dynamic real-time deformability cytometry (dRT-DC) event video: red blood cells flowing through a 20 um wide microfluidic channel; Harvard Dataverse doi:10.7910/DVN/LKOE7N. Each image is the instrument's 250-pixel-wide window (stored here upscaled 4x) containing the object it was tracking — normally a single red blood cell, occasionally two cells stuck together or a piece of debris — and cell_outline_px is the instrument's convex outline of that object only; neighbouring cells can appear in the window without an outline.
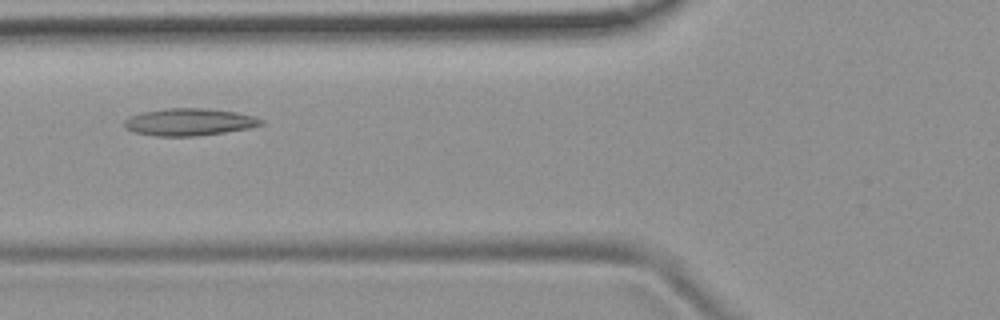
{"species": "common noctule bat (a hibernating species)", "species_latin": "Nyctalus noctula", "temperature_condition": "room temperature", "stored_images_in_passage": 5, "camera_frame_rate_fps": 3000, "um_per_image_px": 0.085, "animal": {"sex": "female", "body_mass_g": 19.9}, "frame": {"image": 1, "passage_image": 5, "time_ms": 1.333, "image_size_px": [1000, 320], "cell_outline_px": [[264, 124], [248, 128], [224, 132], [196, 136], [156, 136], [136, 132], [128, 128], [124, 124], [124, 120], [132, 116], [144, 112], [164, 108], [208, 108], [236, 112], [252, 116], [264, 120]], "centroid_in_image_um": [16.12, 10.36], "position_along_channel_um": 109.7, "area_um2": 21.44}}